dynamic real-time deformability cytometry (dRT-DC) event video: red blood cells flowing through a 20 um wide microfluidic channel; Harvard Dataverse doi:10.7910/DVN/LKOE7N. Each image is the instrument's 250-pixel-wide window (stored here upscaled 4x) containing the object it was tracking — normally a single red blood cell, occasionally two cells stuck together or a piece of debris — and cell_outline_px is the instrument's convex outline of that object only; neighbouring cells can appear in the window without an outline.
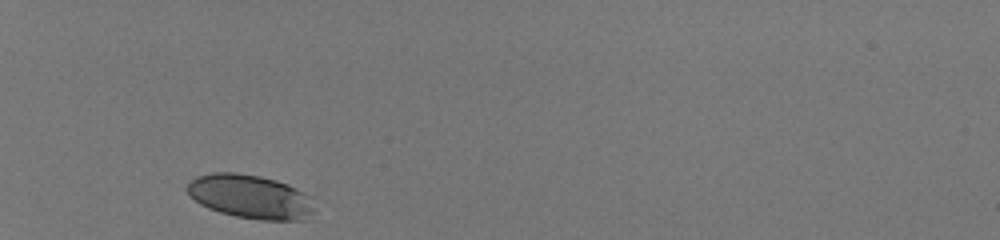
{"species": "human", "species_latin": "Homo sapiens", "temperature_condition": "room temperature", "stored_images_in_passage": 29, "camera_frame_rate_fps": 3000, "um_per_image_px": 0.085, "donor": {"sex": "male"}, "frame": {"image": 1, "passage_image": 1, "time_ms": 0.0, "image_size_px": [1000, 240], "cell_outline_px": [[312, 212], [304, 220], [260, 220], [236, 216], [220, 212], [208, 208], [200, 204], [184, 188], [196, 176], [212, 172], [236, 172], [260, 176], [276, 180], [288, 184], [312, 196]], "centroid_in_image_um": [21.28, 16.7], "position_along_channel_um": 63.7, "area_um2": 32.54}}
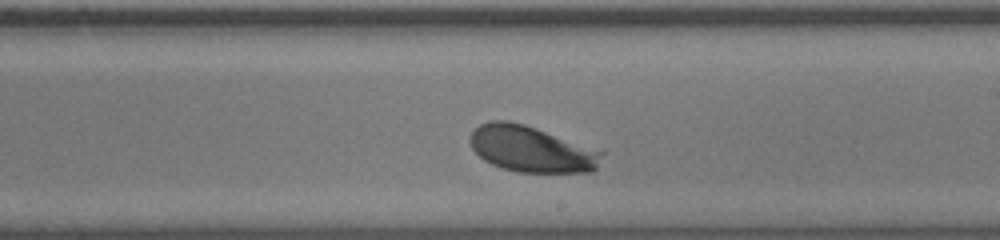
{"frame": {"image": 2, "passage_image": 17, "time_ms": 5.333, "image_size_px": [1000, 240], "cell_outline_px": [[604, 152], [596, 168], [592, 172], [516, 172], [500, 168], [484, 160], [472, 148], [468, 140], [472, 132], [480, 124], [488, 120], [508, 120], [524, 124], [604, 148]], "centroid_in_image_um": [45.24, 12.65], "position_along_channel_um": 243.8, "area_um2": 36.3}}
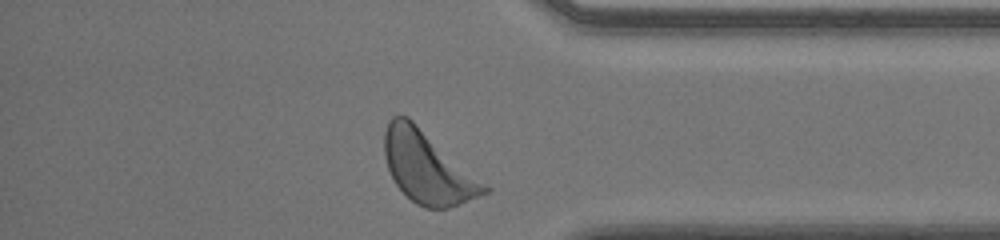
{"frame": {"image": 3, "passage_image": 29, "time_ms": 9.333, "image_size_px": [1000, 240], "cell_outline_px": [[492, 188], [488, 192], [448, 208], [424, 208], [416, 204], [396, 184], [388, 168], [384, 156], [384, 132], [388, 120], [392, 116], [408, 116]], "centroid_in_image_um": [36.34, 14.21], "position_along_channel_um": 398.9, "area_um2": 41.44}, "authors_computed_cell_mechanics": {"area_um2": 34.7956, "velocity_mm_per_s": 3.9661, "shape_relaxation_time_tau1_ms": 1.3927, "shape_relaxation_time_tau2_ms": null, "deformation_change_tau1": 0.1015, "deformation_change_tau2": null}}